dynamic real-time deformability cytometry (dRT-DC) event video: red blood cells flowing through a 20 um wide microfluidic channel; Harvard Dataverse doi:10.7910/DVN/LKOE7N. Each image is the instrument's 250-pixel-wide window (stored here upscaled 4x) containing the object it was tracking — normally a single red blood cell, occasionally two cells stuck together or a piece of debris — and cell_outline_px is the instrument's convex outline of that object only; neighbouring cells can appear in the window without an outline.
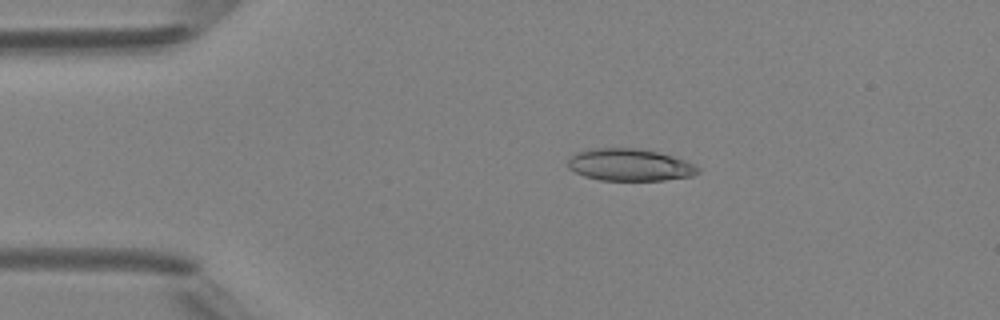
{"species": "Egyptian fruit bat (a non-hibernating species)", "species_latin": "Rousettus aegyptiacus", "temperature_condition": "room temperature", "stored_images_in_passage": 2, "camera_frame_rate_fps": 3000, "um_per_image_px": 0.085, "animal": {"sex": "female"}, "frame": {"image": 1, "passage_image": 1, "time_ms": 0.0, "image_size_px": [1000, 320], "cell_outline_px": [[700, 172], [692, 176], [664, 180], [600, 180], [584, 176], [568, 168], [568, 156], [576, 152], [592, 148], [636, 148], [656, 152], [672, 156], [684, 160], [700, 168]], "centroid_in_image_um": [53.49, 14.01], "position_along_channel_um": 31.5, "area_um2": 24.33}}
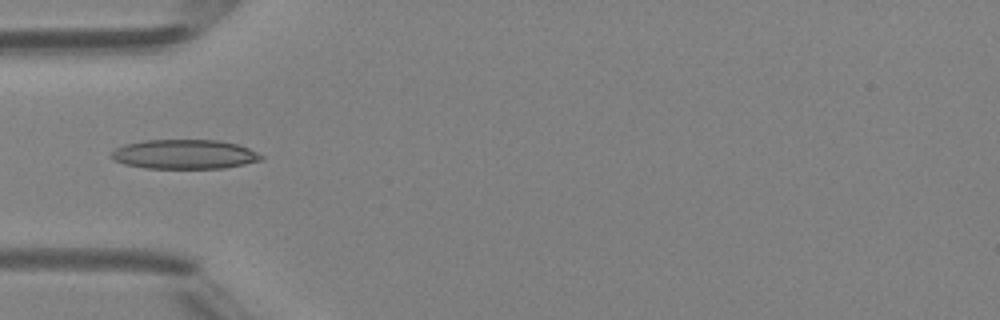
{"frame": {"image": 2, "passage_image": 2, "time_ms": 2.0, "image_size_px": [1000, 320], "cell_outline_px": [[264, 160], [224, 168], [144, 168], [124, 164], [112, 160], [108, 156], [116, 148], [124, 144], [144, 140], [216, 140], [236, 144], [248, 148], [264, 156]], "centroid_in_image_um": [15.64, 13.12], "position_along_channel_um": 69.4, "area_um2": 25.78}}